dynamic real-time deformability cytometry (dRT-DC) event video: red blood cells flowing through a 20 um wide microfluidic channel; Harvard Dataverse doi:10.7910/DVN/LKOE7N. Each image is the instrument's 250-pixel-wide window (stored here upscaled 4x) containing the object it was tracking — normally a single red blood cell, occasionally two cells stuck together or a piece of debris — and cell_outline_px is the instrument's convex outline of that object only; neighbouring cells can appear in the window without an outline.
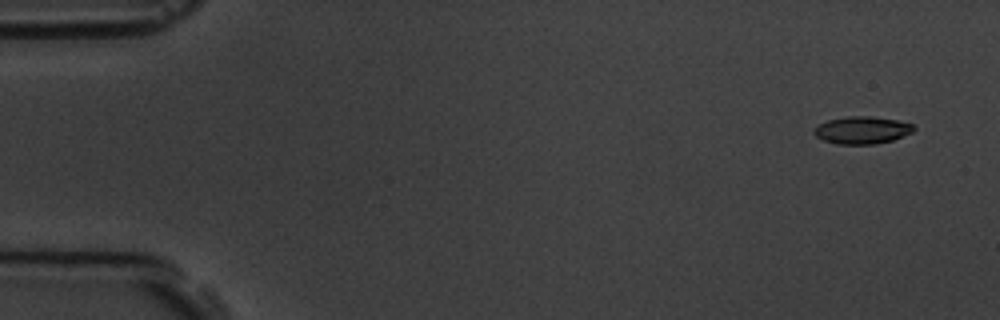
{"species": "common noctule bat (a hibernating species)", "species_latin": "Nyctalus noctula", "temperature_condition": "room temperature", "stored_images_in_passage": 5, "segment_of_instrument_passage": [1, 2], "camera_frame_rate_fps": 3000, "um_per_image_px": 0.085, "animal": {"sex": "male", "body_mass_g": 19.5, "forearm_length_mm": 54.6}, "frame": {"image": 1, "passage_image": 1, "time_ms": 0.0, "image_size_px": [1000, 320], "cell_outline_px": [[916, 128], [912, 132], [892, 140], [872, 144], [836, 144], [824, 140], [816, 136], [812, 132], [820, 124], [828, 120], [848, 116], [872, 116], [896, 120], [912, 124]], "centroid_in_image_um": [73.27, 11.06], "position_along_channel_um": 11.7, "area_um2": 15.72}}